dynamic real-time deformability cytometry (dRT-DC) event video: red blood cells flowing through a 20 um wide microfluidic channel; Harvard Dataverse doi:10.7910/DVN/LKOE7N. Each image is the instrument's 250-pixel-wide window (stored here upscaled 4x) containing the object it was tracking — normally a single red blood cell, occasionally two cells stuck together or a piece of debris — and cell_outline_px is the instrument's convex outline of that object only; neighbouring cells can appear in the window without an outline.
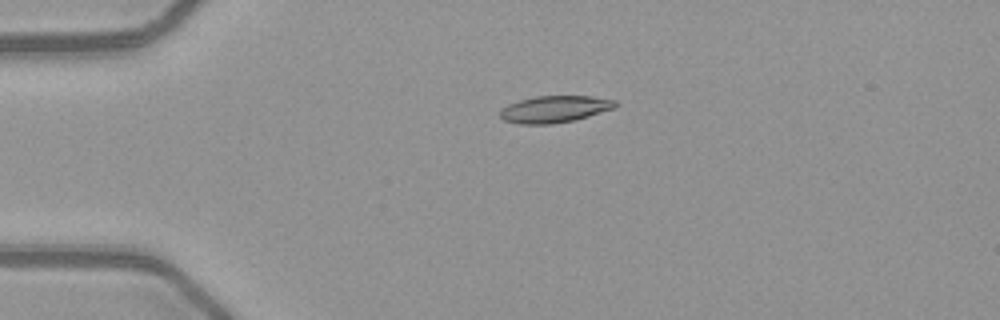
{"species": "common noctule bat (a hibernating species)", "species_latin": "Nyctalus noctula", "temperature_condition": "warm", "stored_images_in_passage": 13, "camera_frame_rate_fps": 3000, "um_per_image_px": 0.085, "animal": {"sex": "female", "body_mass_g": 21.9}, "frame": {"image": 1, "passage_image": 5, "time_ms": 1.333, "image_size_px": [1000, 320], "cell_outline_px": [[620, 104], [616, 108], [576, 120], [552, 124], [520, 124], [504, 120], [500, 116], [500, 108], [508, 104], [520, 100], [536, 96], [592, 96], [616, 100]], "centroid_in_image_um": [47.19, 9.28], "position_along_channel_um": 37.8, "area_um2": 18.26}}
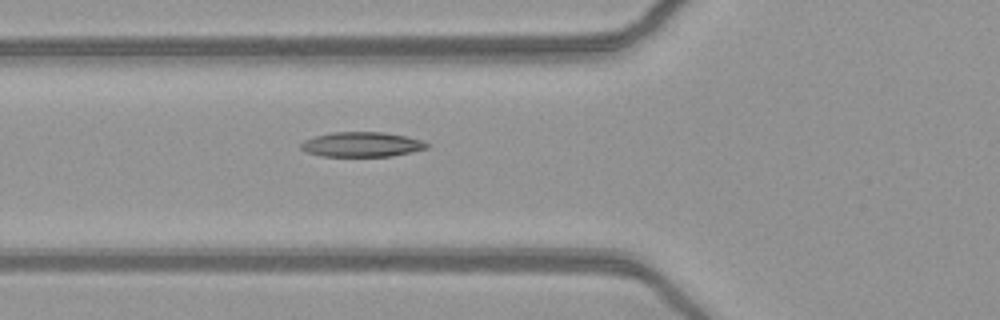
{"frame": {"image": 2, "passage_image": 12, "time_ms": 3.667, "image_size_px": [1000, 320], "cell_outline_px": [[428, 148], [412, 152], [392, 156], [324, 156], [308, 152], [300, 148], [300, 144], [304, 140], [316, 136], [332, 132], [380, 132], [404, 136], [420, 140], [428, 144]], "centroid_in_image_um": [30.74, 12.28], "position_along_channel_um": 95.1, "area_um2": 17.98}}